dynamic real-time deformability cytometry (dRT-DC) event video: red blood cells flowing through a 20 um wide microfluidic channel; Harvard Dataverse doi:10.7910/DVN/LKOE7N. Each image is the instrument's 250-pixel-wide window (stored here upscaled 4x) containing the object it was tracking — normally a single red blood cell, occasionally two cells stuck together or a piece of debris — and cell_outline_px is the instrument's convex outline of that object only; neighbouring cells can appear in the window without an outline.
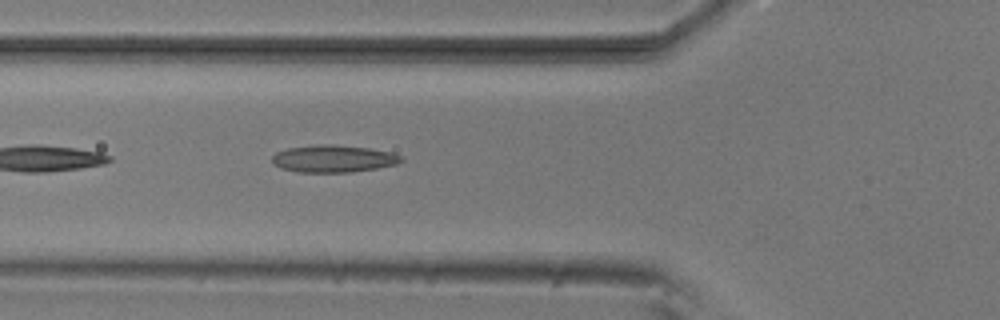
{"species": "common noctule bat (a hibernating species)", "species_latin": "Nyctalus noctula", "temperature_condition": "room temperature", "stored_images_in_passage": 37, "camera_frame_rate_fps": 3000, "um_per_image_px": 0.085, "animal": {"sex": "male", "body_mass_g": 20.5, "forearm_length_mm": 52.5}, "frame": {"image": 1, "passage_image": 4, "time_ms": 1.0, "image_size_px": [1000, 320], "cell_outline_px": [[404, 160], [396, 164], [376, 168], [352, 172], [296, 172], [280, 168], [272, 164], [272, 156], [276, 152], [288, 148], [320, 144], [332, 144], [368, 148], [392, 152], [404, 156]], "centroid_in_image_um": [28.34, 13.49], "position_along_channel_um": 97.5, "area_um2": 20.63}}
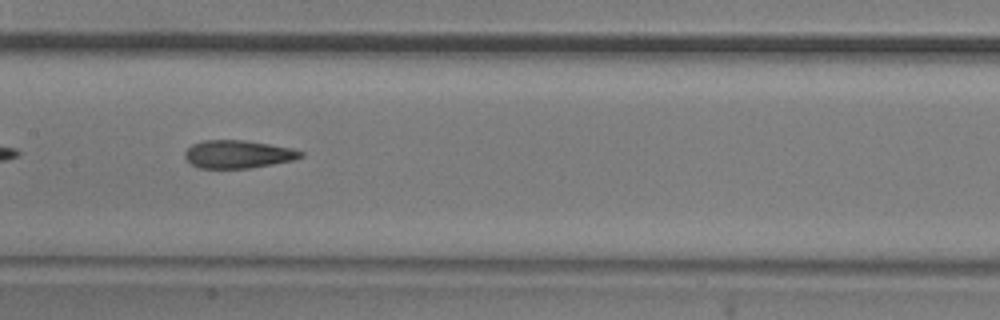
{"frame": {"image": 2, "passage_image": 11, "time_ms": 3.333, "image_size_px": [1000, 320], "cell_outline_px": [[304, 156], [292, 160], [272, 164], [248, 168], [200, 168], [192, 164], [184, 156], [184, 152], [192, 144], [204, 140], [244, 140], [292, 148], [304, 152]], "centroid_in_image_um": [20.23, 13.1], "position_along_channel_um": 187.2, "area_um2": 18.73}}
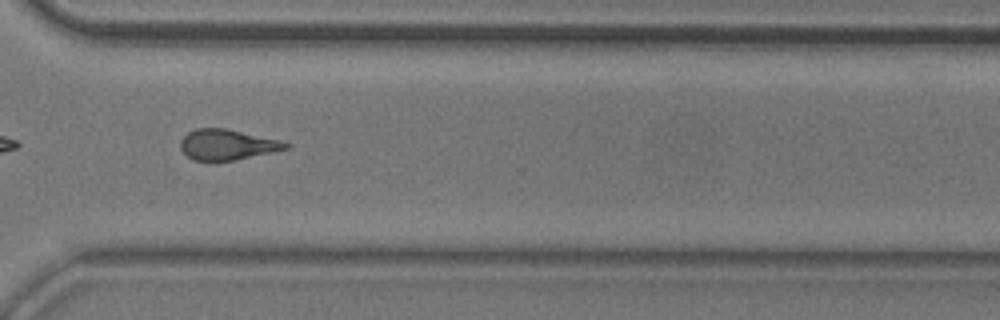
{"frame": {"image": 3, "passage_image": 24, "time_ms": 7.667, "image_size_px": [1000, 320], "cell_outline_px": [[292, 144], [288, 148], [272, 152], [236, 160], [192, 160], [180, 148], [180, 140], [188, 132], [196, 128], [224, 128], [280, 140]], "centroid_in_image_um": [19.31, 12.29], "position_along_channel_um": 351.3, "area_um2": 18.55}, "authors_computed_cell_mechanics": {"area_um2": 19.0162, "velocity_mm_per_s": 3.8051, "shape_relaxation_time_tau1_ms": 9.6031, "shape_relaxation_time_tau2_ms": 3.45, "deformation_change_tau1": 0.2369, "deformation_change_tau2": 0.137}}